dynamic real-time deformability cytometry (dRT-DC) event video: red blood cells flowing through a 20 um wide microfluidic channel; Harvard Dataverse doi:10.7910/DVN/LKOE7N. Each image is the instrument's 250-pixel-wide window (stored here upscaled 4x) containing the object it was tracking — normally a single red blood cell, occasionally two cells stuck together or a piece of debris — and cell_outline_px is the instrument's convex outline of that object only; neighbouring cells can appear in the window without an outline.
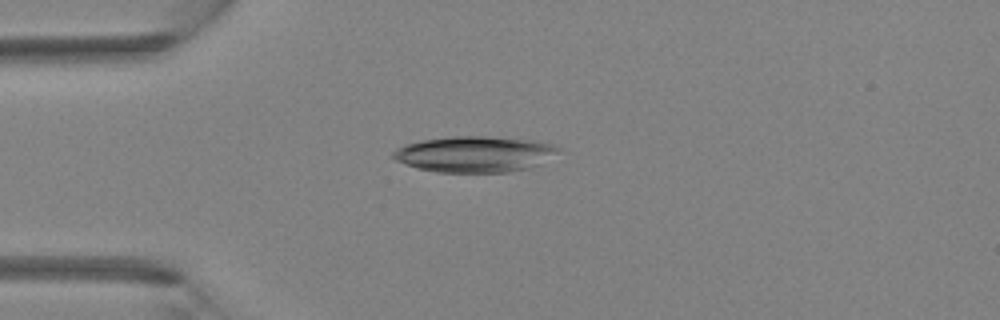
{"species": "Egyptian fruit bat (a non-hibernating species)", "species_latin": "Rousettus aegyptiacus", "temperature_condition": "room temperature", "stored_images_in_passage": 4, "camera_frame_rate_fps": 3000, "um_per_image_px": 0.085, "animal": {"sex": "female"}, "frame": {"image": 1, "passage_image": 3, "time_ms": 0.667, "image_size_px": [1000, 320], "cell_outline_px": [[560, 148], [556, 152], [540, 164], [528, 168], [508, 172], [436, 172], [416, 168], [396, 160], [392, 156], [392, 152], [396, 148], [404, 144], [420, 140], [448, 136], [488, 136], [532, 140], [552, 144]], "centroid_in_image_um": [40.28, 13.09], "position_along_channel_um": 44.7, "area_um2": 34.62}}